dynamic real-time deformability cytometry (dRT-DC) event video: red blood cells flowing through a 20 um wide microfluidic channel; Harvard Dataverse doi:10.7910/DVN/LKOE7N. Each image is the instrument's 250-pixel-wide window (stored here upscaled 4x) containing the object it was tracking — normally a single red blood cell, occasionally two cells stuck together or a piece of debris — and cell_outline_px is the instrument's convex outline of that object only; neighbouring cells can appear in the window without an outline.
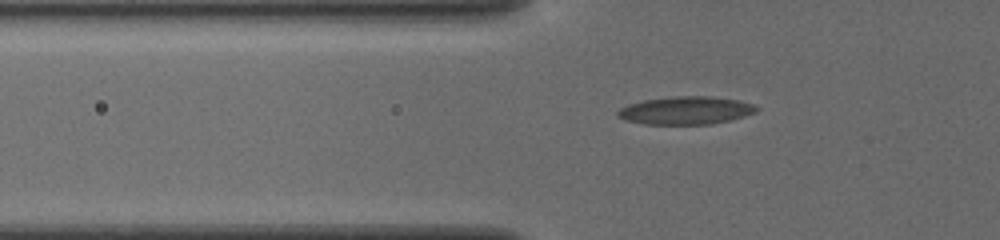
{"species": "common noctule bat (a hibernating species)", "species_latin": "Nyctalus noctula", "temperature_condition": "cold", "stored_images_in_passage": 40, "camera_frame_rate_fps": 3000, "um_per_image_px": 0.085, "animal": {"sex": "female", "body_mass_g": 19.5, "forearm_length_mm": 54.1}, "frame": {"image": 1, "passage_image": 9, "time_ms": 2.667, "image_size_px": [1000, 240], "cell_outline_px": [[760, 108], [756, 112], [744, 116], [712, 124], [644, 124], [624, 120], [616, 116], [616, 112], [620, 108], [628, 104], [644, 100], [676, 96], [712, 96], [740, 100], [756, 104]], "centroid_in_image_um": [58.31, 9.38], "position_along_channel_um": 67.5, "area_um2": 22.77}}
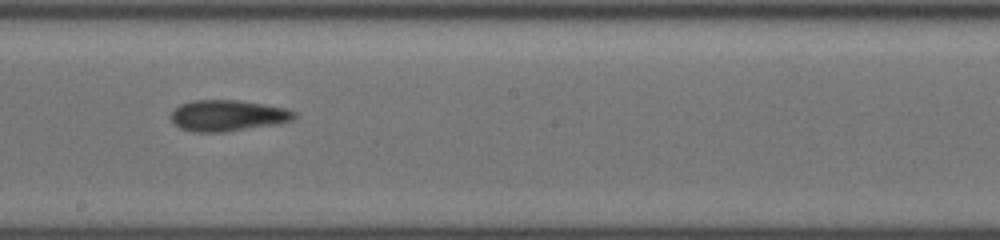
{"frame": {"image": 2, "passage_image": 22, "time_ms": 7.0, "image_size_px": [1000, 240], "cell_outline_px": [[296, 116], [292, 120], [280, 124], [224, 132], [192, 132], [180, 128], [168, 116], [180, 104], [192, 100], [236, 100], [284, 108], [296, 112]], "centroid_in_image_um": [19.34, 9.83], "position_along_channel_um": 228.9, "area_um2": 22.37}}
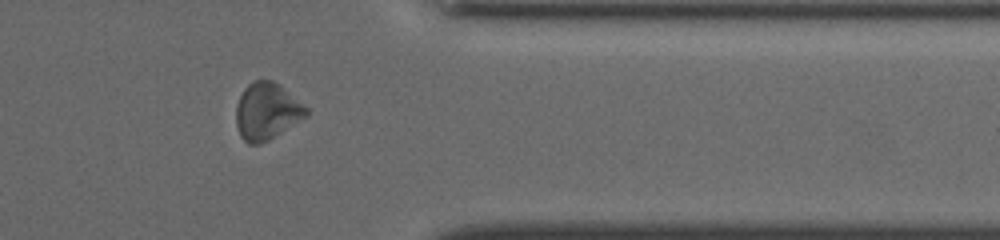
{"frame": {"image": 3, "passage_image": 35, "time_ms": 11.333, "image_size_px": [1000, 240], "cell_outline_px": [[308, 112], [304, 116], [268, 140], [260, 144], [248, 144], [240, 136], [236, 124], [236, 108], [240, 96], [244, 88], [252, 80], [272, 80], [280, 84], [308, 108]], "centroid_in_image_um": [22.64, 9.43], "position_along_channel_um": 388.8, "area_um2": 22.95}}